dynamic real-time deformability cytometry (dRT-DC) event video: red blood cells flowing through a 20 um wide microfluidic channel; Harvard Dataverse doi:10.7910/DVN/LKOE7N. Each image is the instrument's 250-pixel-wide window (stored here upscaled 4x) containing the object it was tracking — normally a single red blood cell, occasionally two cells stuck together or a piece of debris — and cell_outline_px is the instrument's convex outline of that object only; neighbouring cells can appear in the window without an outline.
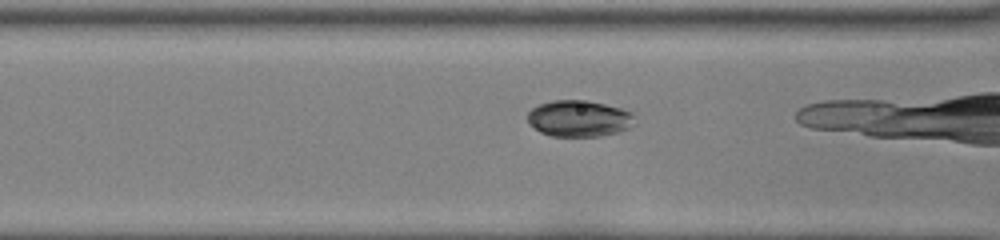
{"species": "common noctule bat (a hibernating species)", "species_latin": "Nyctalus noctula", "temperature_condition": "room temperature", "stored_images_in_passage": 25, "camera_frame_rate_fps": 3000, "um_per_image_px": 0.085, "animal": {"sex": "female", "body_mass_g": 22.0, "forearm_length_mm": 56.7}, "frame": {"image": 1, "passage_image": 7, "time_ms": 2.0, "image_size_px": [1000, 240], "cell_outline_px": [[636, 124], [628, 128], [616, 132], [600, 136], [552, 136], [540, 132], [528, 124], [528, 112], [532, 108], [540, 104], [552, 100], [588, 100], [620, 108], [632, 112], [636, 116]], "centroid_in_image_um": [49.23, 10.07], "position_along_channel_um": 117.4, "area_um2": 22.89}}
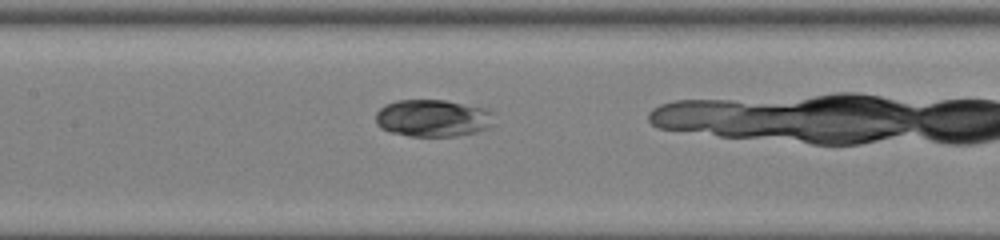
{"frame": {"image": 2, "passage_image": 11, "time_ms": 3.333, "image_size_px": [1000, 240], "cell_outline_px": [[496, 112], [492, 124], [488, 128], [476, 132], [456, 136], [408, 136], [392, 132], [380, 128], [376, 124], [376, 112], [384, 104], [396, 100], [444, 100], [484, 108]], "centroid_in_image_um": [36.8, 10.04], "position_along_channel_um": 170.6, "area_um2": 25.89}}
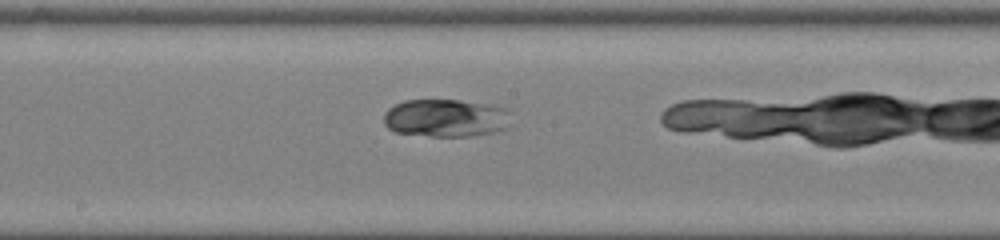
{"frame": {"image": 3, "passage_image": 14, "time_ms": 4.333, "image_size_px": [1000, 240], "cell_outline_px": [[512, 124], [504, 128], [492, 132], [468, 136], [432, 136], [396, 132], [388, 128], [384, 124], [384, 112], [388, 108], [404, 100], [460, 100], [508, 108]], "centroid_in_image_um": [37.89, 10.02], "position_along_channel_um": 210.3, "area_um2": 28.09}}